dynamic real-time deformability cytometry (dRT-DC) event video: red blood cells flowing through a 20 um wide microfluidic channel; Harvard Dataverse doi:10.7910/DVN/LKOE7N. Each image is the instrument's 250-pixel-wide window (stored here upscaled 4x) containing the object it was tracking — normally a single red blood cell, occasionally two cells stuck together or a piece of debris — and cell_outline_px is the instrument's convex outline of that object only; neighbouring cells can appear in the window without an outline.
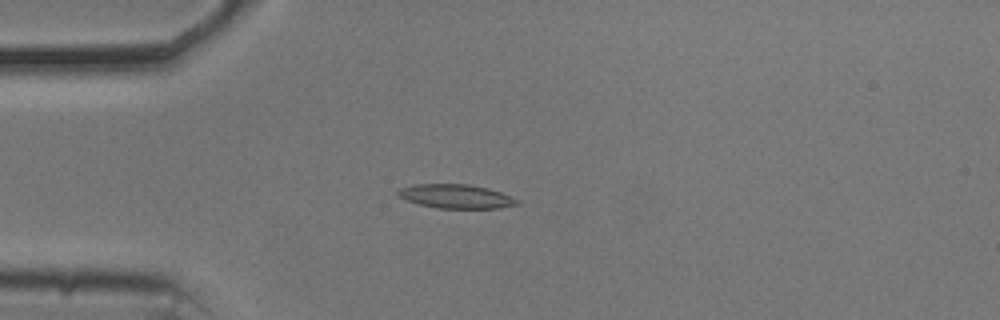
{"species": "common noctule bat (a hibernating species)", "species_latin": "Nyctalus noctula", "temperature_condition": "cold", "stored_images_in_passage": 42, "camera_frame_rate_fps": 3000, "um_per_image_px": 0.085, "animal": {"sex": "male", "body_mass_g": 20.5, "forearm_length_mm": 52.5}, "frame": {"image": 1, "passage_image": 2, "time_ms": 0.333, "image_size_px": [1000, 320], "cell_outline_px": [[520, 204], [500, 208], [436, 208], [420, 204], [408, 200], [400, 196], [396, 192], [400, 188], [412, 184], [468, 184], [488, 188], [512, 196], [520, 200]], "centroid_in_image_um": [38.8, 16.69], "position_along_channel_um": 46.2, "area_um2": 16.65}}
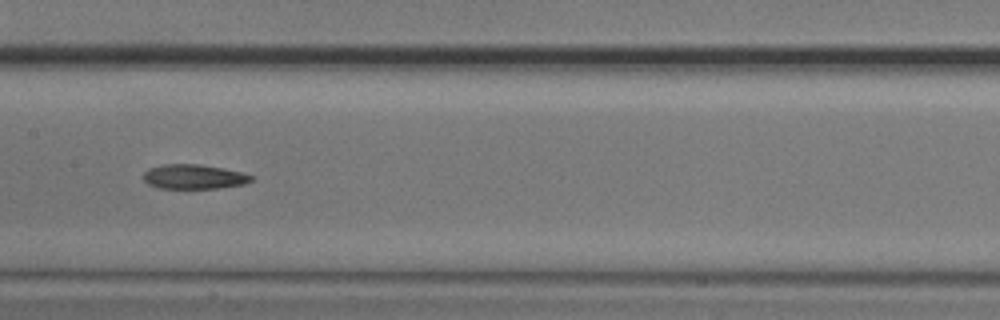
{"frame": {"image": 2, "passage_image": 15, "time_ms": 4.667, "image_size_px": [1000, 320], "cell_outline_px": [[252, 180], [244, 184], [216, 188], [160, 188], [148, 184], [144, 180], [144, 172], [148, 168], [164, 164], [200, 164], [224, 168], [244, 172], [252, 176]], "centroid_in_image_um": [16.48, 15.01], "position_along_channel_um": 190.9, "area_um2": 15.43}}
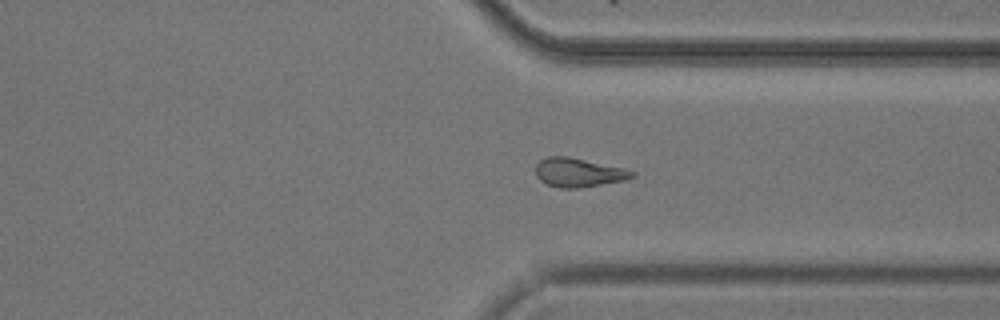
{"frame": {"image": 3, "passage_image": 29, "time_ms": 9.333, "image_size_px": [1000, 320], "cell_outline_px": [[636, 176], [624, 180], [576, 188], [560, 188], [548, 184], [540, 180], [536, 176], [536, 164], [540, 160], [548, 156], [568, 156], [624, 168], [636, 172]], "centroid_in_image_um": [49.17, 14.65], "position_along_channel_um": 362.2, "area_um2": 16.13}, "authors_computed_cell_mechanics": {"area_um2": 15.9817, "velocity_mm_per_s": 3.6858, "shape_relaxation_time_tau1_ms": null, "shape_relaxation_time_tau2_ms": 4.6268, "deformation_change_tau1": null, "deformation_change_tau2": 0.13}}